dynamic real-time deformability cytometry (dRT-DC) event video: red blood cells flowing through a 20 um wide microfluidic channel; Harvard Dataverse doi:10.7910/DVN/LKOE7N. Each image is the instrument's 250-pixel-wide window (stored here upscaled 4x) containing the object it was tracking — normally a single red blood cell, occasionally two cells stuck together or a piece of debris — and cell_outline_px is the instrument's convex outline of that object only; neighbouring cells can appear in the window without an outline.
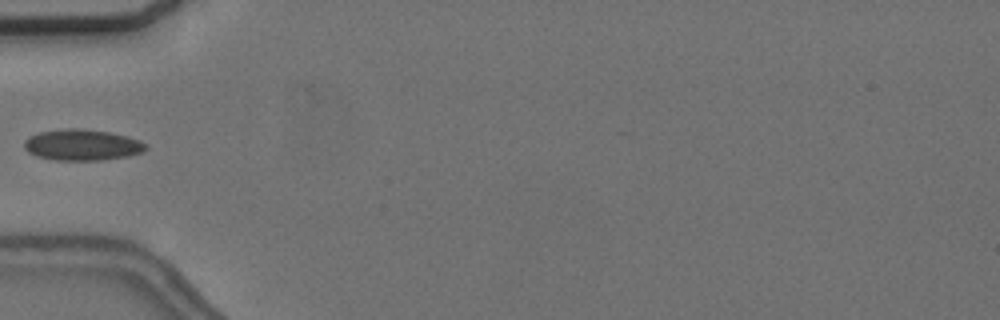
{"species": "common noctule bat (a hibernating species)", "species_latin": "Nyctalus noctula", "temperature_condition": "cold", "stored_images_in_passage": 5, "camera_frame_rate_fps": 3000, "um_per_image_px": 0.085, "animal": {"sex": "female", "body_mass_g": 24.6, "forearm_length_mm": 56.2}, "frame": {"image": 1, "passage_image": 5, "time_ms": 5.0, "image_size_px": [1000, 320], "cell_outline_px": [[148, 148], [144, 152], [128, 156], [100, 160], [56, 160], [36, 156], [28, 152], [24, 148], [24, 140], [28, 136], [40, 132], [68, 128], [76, 128], [112, 132], [128, 136], [140, 140], [148, 144]], "centroid_in_image_um": [7.01, 12.31], "position_along_channel_um": 78.0, "area_um2": 22.25}}